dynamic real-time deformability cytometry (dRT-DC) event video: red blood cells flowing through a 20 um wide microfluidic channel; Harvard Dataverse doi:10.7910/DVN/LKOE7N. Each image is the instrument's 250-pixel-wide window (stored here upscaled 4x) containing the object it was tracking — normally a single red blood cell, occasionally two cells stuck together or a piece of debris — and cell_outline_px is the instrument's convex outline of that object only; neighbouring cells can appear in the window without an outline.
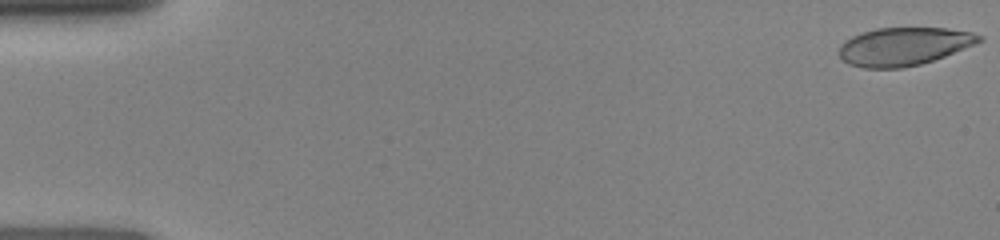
{"species": "human", "species_latin": "Homo sapiens", "temperature_condition": "room temperature", "stored_images_in_passage": 49, "camera_frame_rate_fps": 3000, "um_per_image_px": 0.085, "donor": {"sex": "female"}, "frame": {"image": 1, "passage_image": 1, "time_ms": 0.0, "image_size_px": [1000, 240], "cell_outline_px": [[984, 40], [976, 44], [944, 56], [920, 64], [900, 68], [864, 68], [848, 64], [840, 56], [840, 44], [852, 36], [876, 28], [948, 28], [972, 32], [984, 36]], "centroid_in_image_um": [76.86, 3.94], "position_along_channel_um": 8.1, "area_um2": 30.98}}
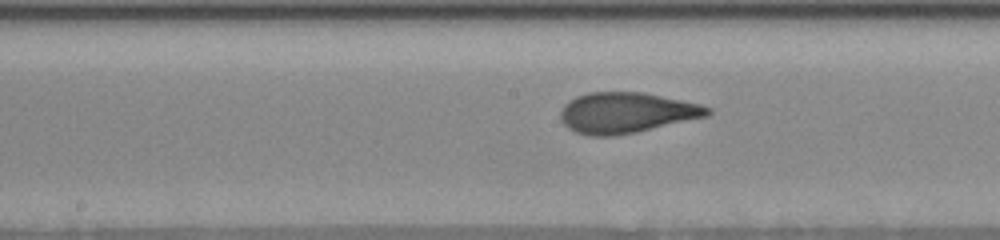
{"frame": {"image": 2, "passage_image": 27, "time_ms": 8.0, "image_size_px": [1000, 240], "cell_outline_px": [[712, 112], [708, 116], [636, 132], [616, 136], [588, 136], [576, 132], [568, 128], [560, 120], [560, 112], [564, 104], [568, 100], [576, 96], [588, 92], [644, 92], [700, 104], [712, 108]], "centroid_in_image_um": [53.22, 9.58], "position_along_channel_um": 195.0, "area_um2": 35.03}}
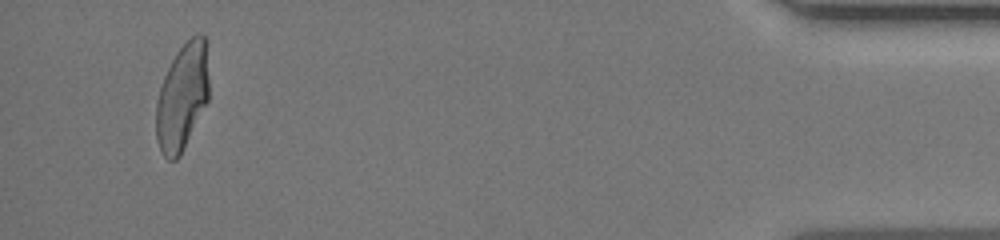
{"frame": {"image": 3, "passage_image": 47, "time_ms": 15.0, "image_size_px": [1000, 240], "cell_outline_px": [[208, 100], [180, 156], [176, 160], [168, 160], [160, 152], [156, 140], [156, 104], [160, 88], [164, 76], [176, 52], [196, 32], [204, 36], [208, 40]], "centroid_in_image_um": [15.5, 8.22], "position_along_channel_um": 419.7, "area_um2": 33.12}}